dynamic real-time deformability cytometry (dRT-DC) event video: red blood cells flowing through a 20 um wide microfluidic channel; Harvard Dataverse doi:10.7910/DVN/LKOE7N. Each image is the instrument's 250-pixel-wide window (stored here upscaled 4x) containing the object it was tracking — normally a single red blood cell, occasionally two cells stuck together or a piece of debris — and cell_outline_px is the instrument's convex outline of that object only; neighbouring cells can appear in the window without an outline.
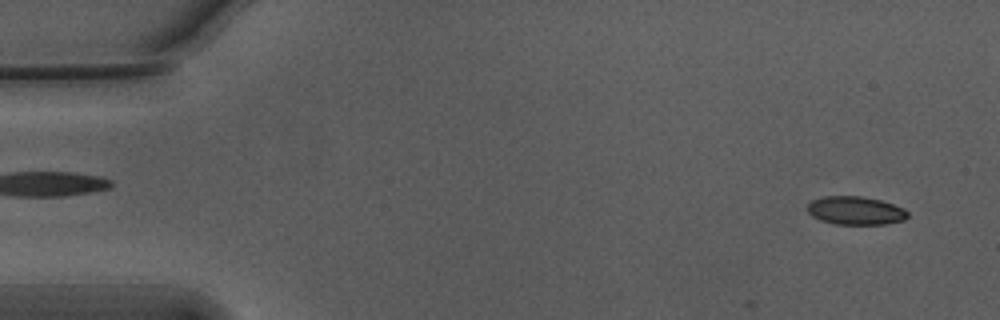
{"species": "Egyptian fruit bat (a non-hibernating species)", "species_latin": "Rousettus aegyptiacus", "temperature_condition": "warm", "stored_images_in_passage": 6, "camera_frame_rate_fps": 3000, "um_per_image_px": 0.085, "animal": {"sex": "male"}, "frame": {"image": 1, "passage_image": 4, "time_ms": 1.0, "image_size_px": [1000, 320], "cell_outline_px": [[908, 216], [904, 220], [884, 224], [836, 224], [820, 220], [812, 216], [808, 212], [808, 204], [812, 200], [824, 196], [860, 196], [880, 200], [904, 208], [908, 212]], "centroid_in_image_um": [72.71, 17.9], "position_along_channel_um": 12.3, "area_um2": 16.47}}